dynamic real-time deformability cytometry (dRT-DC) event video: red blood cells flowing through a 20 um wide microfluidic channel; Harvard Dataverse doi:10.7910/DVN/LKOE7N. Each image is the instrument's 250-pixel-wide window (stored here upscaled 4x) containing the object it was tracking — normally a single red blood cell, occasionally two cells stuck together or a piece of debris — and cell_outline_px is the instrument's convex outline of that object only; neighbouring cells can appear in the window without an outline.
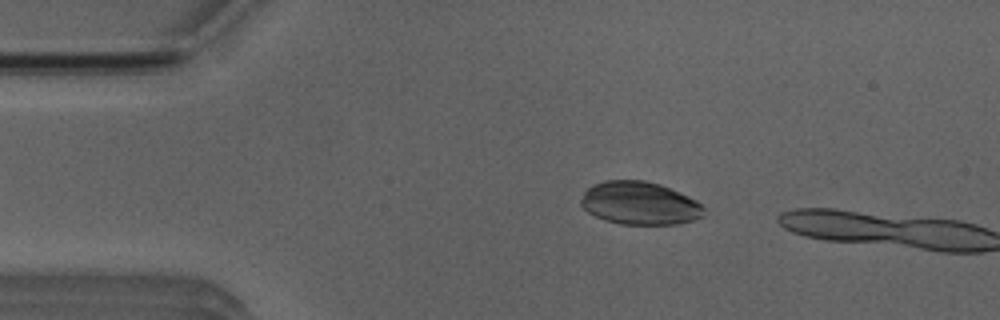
{"species": "Egyptian fruit bat (a non-hibernating species)", "species_latin": "Rousettus aegyptiacus", "temperature_condition": "room temperature", "stored_images_in_passage": 3, "camera_frame_rate_fps": 3000, "um_per_image_px": 0.085, "animal": {"sex": "male"}, "frame": {"image": 1, "passage_image": 2, "time_ms": 1.333, "image_size_px": [1000, 320], "cell_outline_px": [[704, 216], [692, 220], [676, 224], [620, 224], [604, 220], [588, 212], [580, 204], [580, 200], [584, 192], [588, 188], [604, 180], [644, 180], [660, 184], [688, 196], [696, 200], [704, 208]], "centroid_in_image_um": [54.36, 17.27], "position_along_channel_um": 30.6, "area_um2": 30.69}}